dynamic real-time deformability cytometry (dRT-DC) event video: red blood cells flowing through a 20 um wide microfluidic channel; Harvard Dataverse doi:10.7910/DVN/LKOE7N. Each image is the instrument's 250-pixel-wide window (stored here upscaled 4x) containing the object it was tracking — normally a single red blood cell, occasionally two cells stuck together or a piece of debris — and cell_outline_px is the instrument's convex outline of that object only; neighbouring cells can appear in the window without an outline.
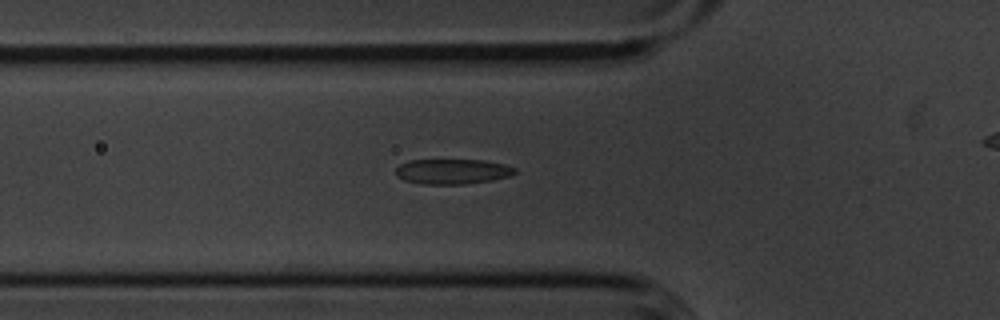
{"species": "common noctule bat (a hibernating species)", "species_latin": "Nyctalus noctula", "temperature_condition": "cold", "stored_images_in_passage": 38, "segment_of_instrument_passage": [1, 2], "camera_frame_rate_fps": 3000, "um_per_image_px": 0.085, "animal": {"sex": "male", "body_mass_g": 20.1, "forearm_length_mm": 53.5}, "frame": {"image": 1, "passage_image": 8, "time_ms": 2.333, "image_size_px": [1000, 320], "cell_outline_px": [[516, 172], [512, 176], [492, 180], [464, 184], [420, 184], [404, 180], [396, 176], [396, 168], [400, 164], [408, 160], [484, 160], [504, 164], [516, 168]], "centroid_in_image_um": [38.46, 14.58], "position_along_channel_um": 87.3, "area_um2": 17.57}}
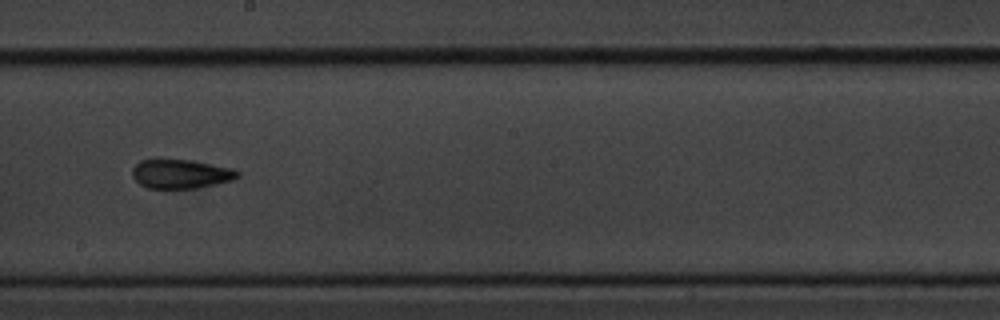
{"frame": {"image": 2, "passage_image": 20, "time_ms": 6.333, "image_size_px": [1000, 320], "cell_outline_px": [[240, 176], [232, 180], [216, 184], [196, 188], [148, 188], [140, 184], [132, 176], [132, 168], [140, 160], [156, 156], [192, 160], [232, 168], [240, 172]], "centroid_in_image_um": [15.32, 14.73], "position_along_channel_um": 232.9, "area_um2": 18.5}}
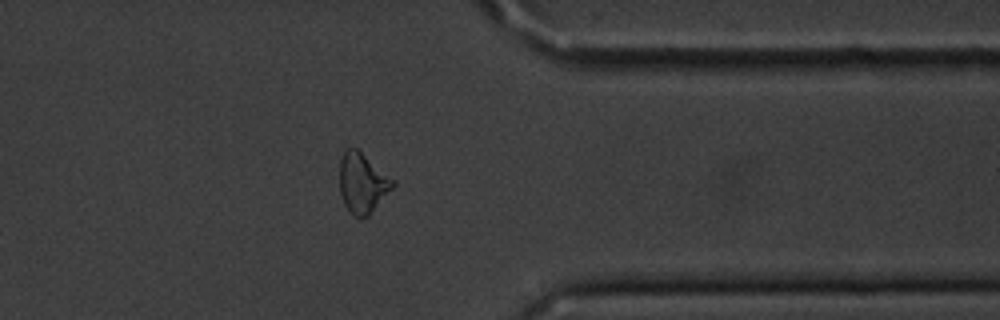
{"frame": {"image": 3, "passage_image": 33, "time_ms": 10.667, "image_size_px": [1000, 320], "cell_outline_px": [[396, 184], [368, 216], [356, 216], [344, 204], [340, 192], [340, 160], [344, 152], [348, 148], [356, 148], [396, 180]], "centroid_in_image_um": [30.83, 15.53], "position_along_channel_um": 380.6, "area_um2": 18.32}}